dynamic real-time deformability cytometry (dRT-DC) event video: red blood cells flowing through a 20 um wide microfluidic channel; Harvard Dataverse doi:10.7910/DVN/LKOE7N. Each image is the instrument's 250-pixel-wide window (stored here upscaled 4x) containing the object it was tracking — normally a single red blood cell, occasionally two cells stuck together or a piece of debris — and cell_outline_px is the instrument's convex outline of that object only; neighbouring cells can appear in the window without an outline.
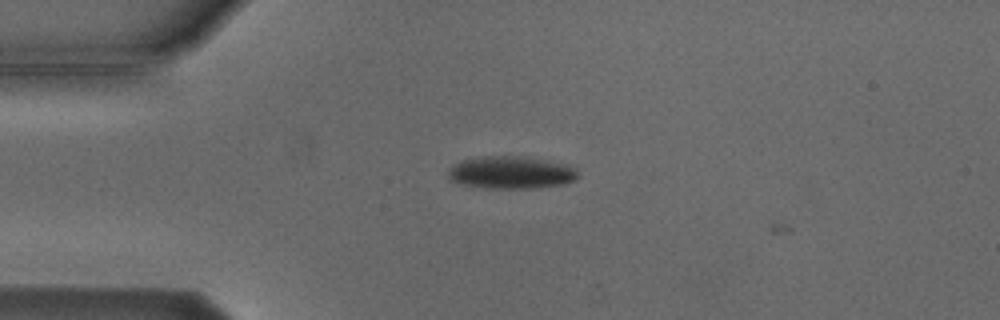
{"species": "Egyptian fruit bat (a non-hibernating species)", "species_latin": "Rousettus aegyptiacus", "temperature_condition": "cold", "stored_images_in_passage": 3, "camera_frame_rate_fps": 3000, "um_per_image_px": 0.085, "animal": {"sex": "male"}, "frame": {"image": 1, "passage_image": 2, "time_ms": 1.333, "image_size_px": [1000, 320], "cell_outline_px": [[580, 176], [576, 180], [564, 184], [528, 188], [488, 188], [464, 184], [452, 180], [448, 176], [448, 168], [452, 164], [460, 160], [488, 156], [524, 156], [568, 164], [576, 168]], "centroid_in_image_um": [43.48, 14.65], "position_along_channel_um": 41.5, "area_um2": 24.68}}